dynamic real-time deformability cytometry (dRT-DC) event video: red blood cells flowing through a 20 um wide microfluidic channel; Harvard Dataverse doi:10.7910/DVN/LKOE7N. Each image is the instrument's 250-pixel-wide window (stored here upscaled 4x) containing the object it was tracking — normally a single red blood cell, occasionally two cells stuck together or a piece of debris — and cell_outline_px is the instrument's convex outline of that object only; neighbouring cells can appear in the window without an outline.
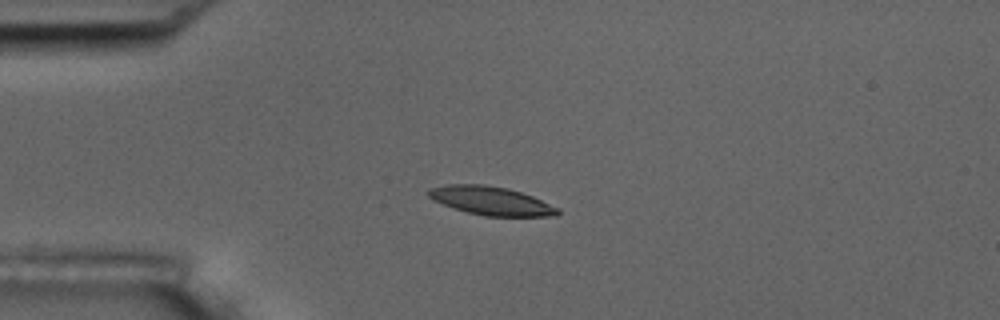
{"species": "common noctule bat (a hibernating species)", "species_latin": "Nyctalus noctula", "temperature_condition": "room temperature", "stored_images_in_passage": 4, "camera_frame_rate_fps": 3000, "um_per_image_px": 0.085, "animal": {"sex": "male", "body_mass_g": 17.5, "forearm_length_mm": 52.3}, "frame": {"image": 1, "passage_image": 4, "time_ms": 3.667, "image_size_px": [1000, 320], "cell_outline_px": [[560, 212], [556, 216], [484, 216], [452, 208], [432, 200], [428, 196], [428, 188], [444, 184], [484, 184], [508, 188], [532, 196], [560, 208]], "centroid_in_image_um": [41.71, 17.06], "position_along_channel_um": 43.3, "area_um2": 21.68}}